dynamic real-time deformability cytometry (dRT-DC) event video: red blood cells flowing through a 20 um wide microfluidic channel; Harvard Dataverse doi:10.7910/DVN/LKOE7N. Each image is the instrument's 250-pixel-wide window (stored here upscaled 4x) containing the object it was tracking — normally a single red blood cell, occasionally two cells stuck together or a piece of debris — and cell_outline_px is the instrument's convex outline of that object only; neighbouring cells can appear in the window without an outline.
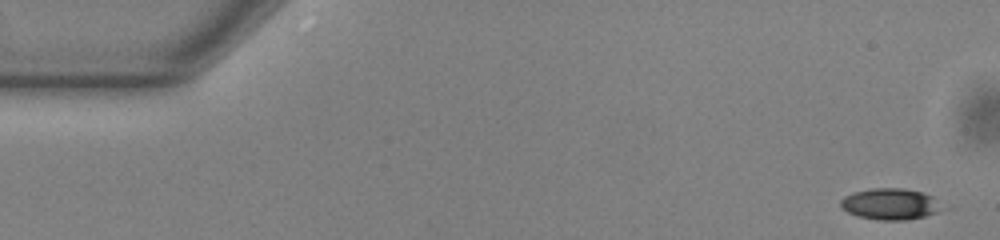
{"species": "common noctule bat (a hibernating species)", "species_latin": "Nyctalus noctula", "temperature_condition": "warm", "stored_images_in_passage": 48, "camera_frame_rate_fps": 3000, "um_per_image_px": 0.085, "animal": {"sex": "male", "body_mass_g": 13.0, "forearm_length_mm": 53.1}, "frame": {"image": 1, "passage_image": 1, "time_ms": 0.0, "image_size_px": [1000, 240], "cell_outline_px": [[940, 208], [936, 212], [924, 216], [904, 220], [880, 220], [856, 216], [840, 208], [840, 200], [844, 196], [852, 192], [872, 188], [904, 188], [924, 192], [932, 196]], "centroid_in_image_um": [75.58, 17.33], "position_along_channel_um": 9.4, "area_um2": 18.38}}
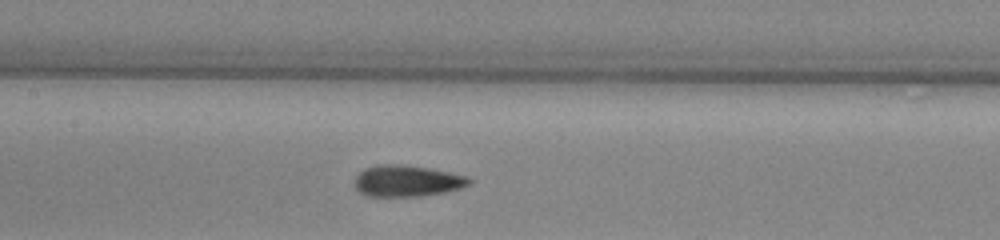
{"frame": {"image": 2, "passage_image": 24, "time_ms": 7.667, "image_size_px": [1000, 240], "cell_outline_px": [[472, 184], [464, 188], [424, 196], [368, 196], [360, 192], [356, 188], [356, 176], [364, 168], [380, 164], [400, 164], [428, 168], [468, 176], [472, 180]], "centroid_in_image_um": [34.65, 15.38], "position_along_channel_um": 172.8, "area_um2": 20.98}}
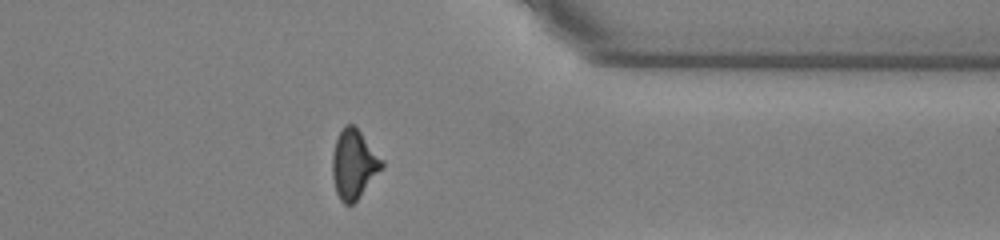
{"frame": {"image": 3, "passage_image": 41, "time_ms": 13.333, "image_size_px": [1000, 240], "cell_outline_px": [[384, 164], [356, 200], [352, 204], [344, 204], [340, 200], [336, 192], [332, 176], [332, 156], [336, 140], [344, 124], [352, 124], [360, 132], [384, 160]], "centroid_in_image_um": [30.05, 13.94], "position_along_channel_um": 381.4, "area_um2": 19.48}, "authors_computed_cell_mechanics": {"area_um2": 19.9988, "velocity_mm_per_s": 3.8853, "shape_relaxation_time_tau1_ms": 6.2456, "shape_relaxation_time_tau2_ms": 2.0126, "deformation_change_tau1": 0.1602, "deformation_change_tau2": 0.0938}}